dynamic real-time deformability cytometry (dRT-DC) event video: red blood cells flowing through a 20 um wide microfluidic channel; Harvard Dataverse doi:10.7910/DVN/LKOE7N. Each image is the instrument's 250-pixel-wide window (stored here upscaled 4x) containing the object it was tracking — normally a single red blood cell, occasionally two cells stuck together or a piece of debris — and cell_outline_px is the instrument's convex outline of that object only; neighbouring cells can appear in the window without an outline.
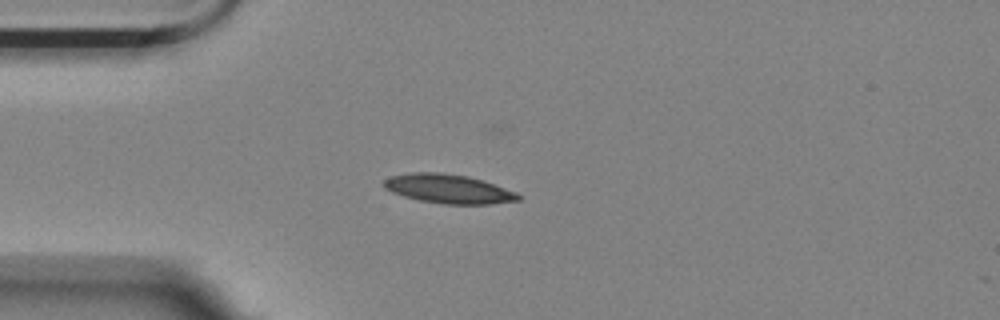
{"species": "Egyptian fruit bat (a non-hibernating species)", "species_latin": "Rousettus aegyptiacus", "temperature_condition": "room temperature", "stored_images_in_passage": 5, "camera_frame_rate_fps": 3000, "um_per_image_px": 0.085, "animal": {"sex": "female"}, "frame": {"image": 1, "passage_image": 5, "time_ms": 8.667, "image_size_px": [1000, 320], "cell_outline_px": [[520, 200], [492, 204], [444, 204], [420, 200], [404, 196], [392, 192], [384, 188], [384, 180], [388, 176], [412, 172], [444, 172], [468, 176], [484, 180], [516, 192], [520, 196]], "centroid_in_image_um": [38.12, 16.04], "position_along_channel_um": 46.9, "area_um2": 22.89}}